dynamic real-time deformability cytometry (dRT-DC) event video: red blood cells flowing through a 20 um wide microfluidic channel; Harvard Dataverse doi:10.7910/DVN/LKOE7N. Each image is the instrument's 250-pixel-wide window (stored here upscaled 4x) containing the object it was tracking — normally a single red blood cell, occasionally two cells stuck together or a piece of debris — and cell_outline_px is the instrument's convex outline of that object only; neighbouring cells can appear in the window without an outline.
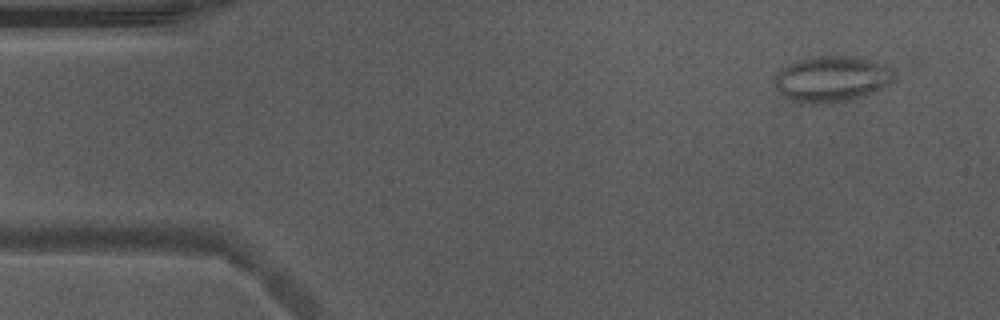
{"species": "Egyptian fruit bat (a non-hibernating species)", "species_latin": "Rousettus aegyptiacus", "temperature_condition": "warm", "stored_images_in_passage": 52, "camera_frame_rate_fps": 3000, "um_per_image_px": 0.085, "animal": {"sex": "male"}, "frame": {"image": 1, "passage_image": 4, "time_ms": 1.0, "image_size_px": [1000, 320], "cell_outline_px": [[896, 76], [888, 84], [876, 92], [852, 100], [828, 104], [800, 104], [780, 96], [772, 84], [772, 80], [776, 72], [788, 64], [796, 60], [816, 56], [860, 56], [888, 64], [896, 72]], "centroid_in_image_um": [70.67, 6.72], "position_along_channel_um": 14.3, "area_um2": 33.35}}
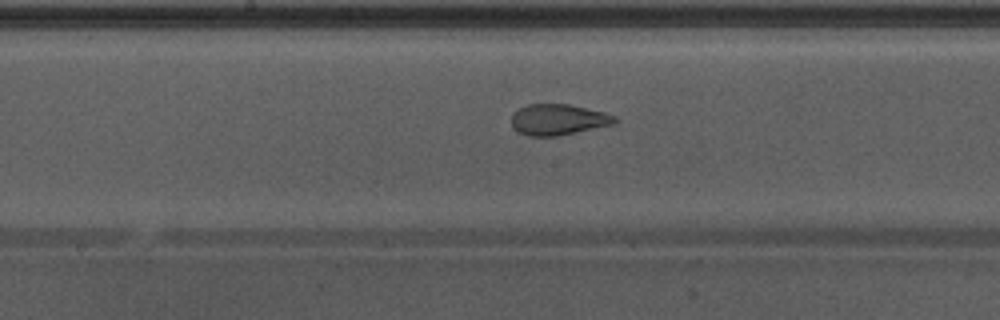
{"frame": {"image": 2, "passage_image": 26, "time_ms": 8.333, "image_size_px": [1000, 320], "cell_outline_px": [[620, 120], [616, 124], [556, 136], [528, 136], [512, 128], [512, 112], [528, 104], [568, 104], [604, 112], [616, 116]], "centroid_in_image_um": [47.47, 10.16], "position_along_channel_um": 200.7, "area_um2": 18.73}}
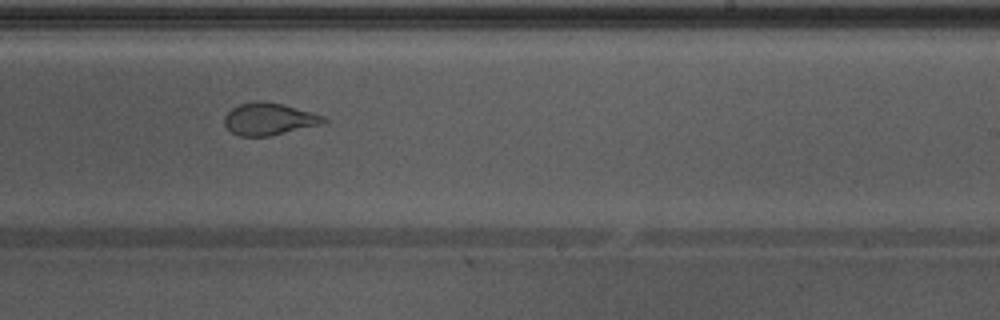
{"frame": {"image": 3, "passage_image": 31, "time_ms": 10.0, "image_size_px": [1000, 320], "cell_outline_px": [[328, 120], [324, 124], [268, 136], [240, 136], [232, 132], [224, 124], [224, 116], [232, 108], [240, 104], [260, 100], [264, 100], [280, 104], [324, 116]], "centroid_in_image_um": [22.86, 10.12], "position_along_channel_um": 266.1, "area_um2": 18.38}, "authors_computed_cell_mechanics": {"area_um2": 23.2067, "velocity_mm_per_s": 3.9404, "shape_relaxation_time_tau1_ms": null, "shape_relaxation_time_tau2_ms": 0.9568, "deformation_change_tau1": null, "deformation_change_tau2": 0.0738}}